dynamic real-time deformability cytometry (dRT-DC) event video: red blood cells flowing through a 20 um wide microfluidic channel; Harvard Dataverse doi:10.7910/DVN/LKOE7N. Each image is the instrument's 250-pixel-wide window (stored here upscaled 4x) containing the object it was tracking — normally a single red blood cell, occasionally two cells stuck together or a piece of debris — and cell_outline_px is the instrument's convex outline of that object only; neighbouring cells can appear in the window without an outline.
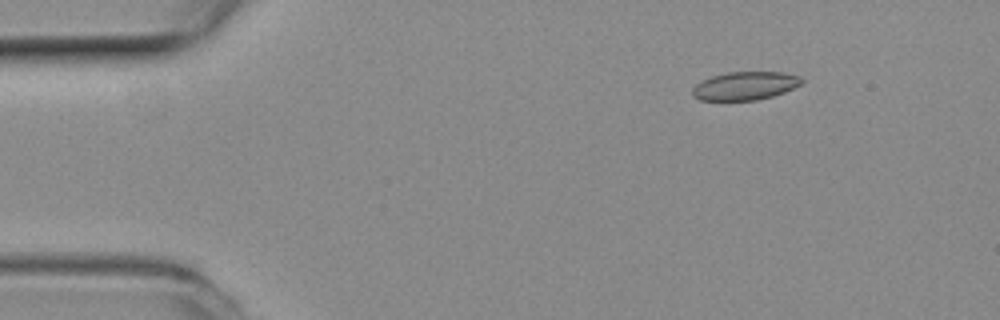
{"species": "common noctule bat (a hibernating species)", "species_latin": "Nyctalus noctula", "temperature_condition": "room temperature", "stored_images_in_passage": 53, "camera_frame_rate_fps": 3000, "um_per_image_px": 0.085, "animal": {"sex": "female", "body_mass_g": 19.3, "forearm_length_mm": 54.1}, "frame": {"image": 1, "passage_image": 7, "time_ms": 2.0, "image_size_px": [1000, 320], "cell_outline_px": [[804, 80], [800, 84], [784, 92], [772, 96], [756, 100], [700, 100], [692, 96], [692, 88], [696, 84], [712, 76], [728, 72], [784, 72], [800, 76]], "centroid_in_image_um": [63.32, 7.29], "position_along_channel_um": 21.7, "area_um2": 17.92}}
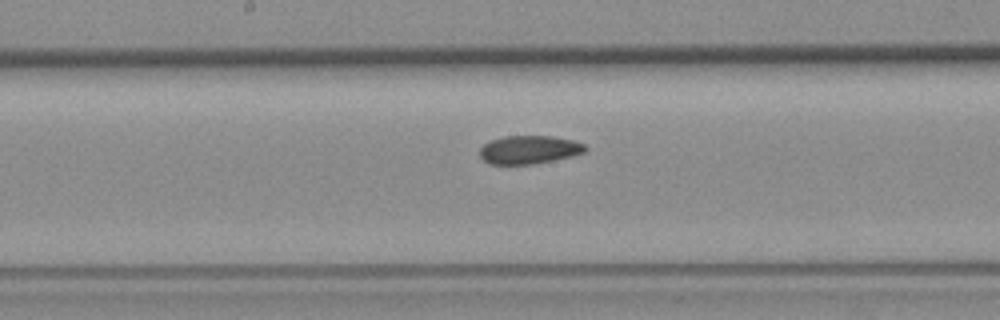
{"frame": {"image": 2, "passage_image": 27, "time_ms": 8.667, "image_size_px": [1000, 320], "cell_outline_px": [[588, 148], [584, 152], [572, 156], [532, 164], [488, 164], [480, 156], [480, 148], [484, 144], [492, 140], [504, 136], [552, 136], [572, 140], [584, 144]], "centroid_in_image_um": [44.97, 12.72], "position_along_channel_um": 203.2, "area_um2": 17.28}}
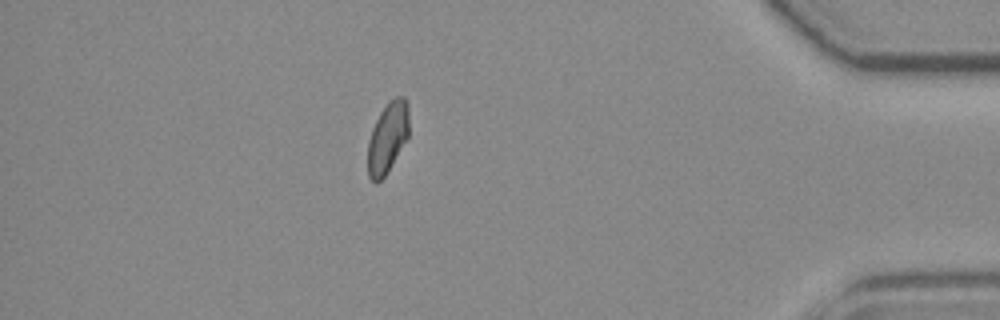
{"frame": {"image": 3, "passage_image": 46, "time_ms": 15.0, "image_size_px": [1000, 320], "cell_outline_px": [[408, 136], [384, 176], [376, 184], [368, 176], [368, 140], [372, 128], [380, 112], [388, 100], [396, 96], [404, 96], [408, 104]], "centroid_in_image_um": [32.93, 11.65], "position_along_channel_um": 402.3, "area_um2": 16.82}, "authors_computed_cell_mechanics": {"area_um2": 17.918, "velocity_mm_per_s": 3.8915, "shape_relaxation_time_tau1_ms": null, "shape_relaxation_time_tau2_ms": 3.7398, "deformation_change_tau1": null, "deformation_change_tau2": 0.0938}}